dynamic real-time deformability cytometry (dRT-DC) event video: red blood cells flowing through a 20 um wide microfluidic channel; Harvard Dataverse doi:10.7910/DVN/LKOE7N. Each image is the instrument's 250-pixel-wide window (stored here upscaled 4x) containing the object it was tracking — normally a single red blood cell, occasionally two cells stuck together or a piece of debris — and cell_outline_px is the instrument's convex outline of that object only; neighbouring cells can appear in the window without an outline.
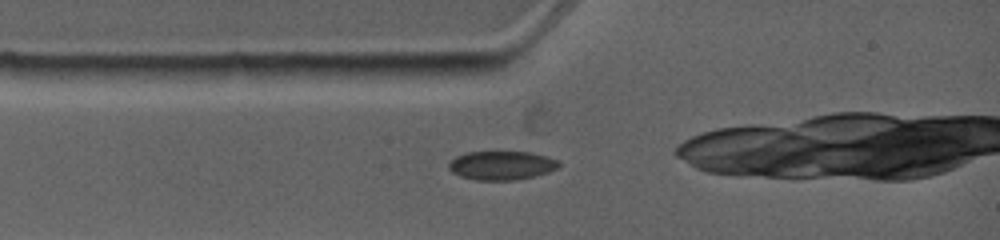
{"species": "common noctule bat (a hibernating species)", "species_latin": "Nyctalus noctula", "temperature_condition": "warm", "stored_images_in_passage": 5, "camera_frame_rate_fps": 4500, "um_per_image_px": 0.085, "animal": {"sex": "female", "body_mass_g": 19.0, "forearm_length_mm": 53.3}, "frame": {"image": 1, "passage_image": 1, "time_ms": 0.0, "image_size_px": [1000, 240], "cell_outline_px": [[560, 164], [556, 168], [548, 172], [516, 180], [476, 180], [460, 176], [452, 172], [448, 168], [448, 164], [456, 156], [468, 152], [532, 152], [548, 156], [560, 160]], "centroid_in_image_um": [42.64, 14.05], "position_along_channel_um": 42.4, "area_um2": 18.5}}
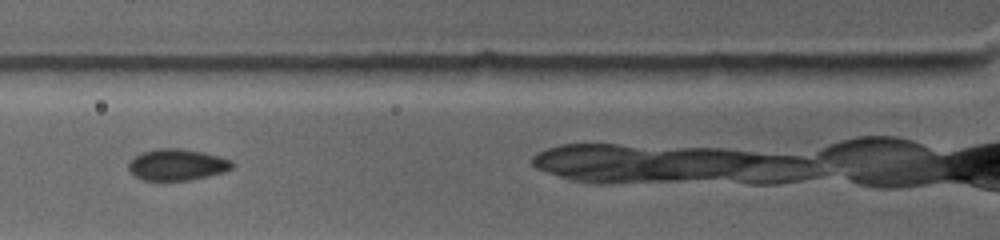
{"frame": {"image": 2, "passage_image": 3, "time_ms": 1.778, "image_size_px": [1000, 240], "cell_outline_px": [[236, 164], [232, 168], [224, 172], [208, 176], [188, 180], [144, 180], [136, 176], [128, 168], [128, 164], [140, 152], [156, 148], [180, 148], [220, 156], [232, 160]], "centroid_in_image_um": [15.08, 13.99], "position_along_channel_um": 110.7, "area_um2": 18.9}}
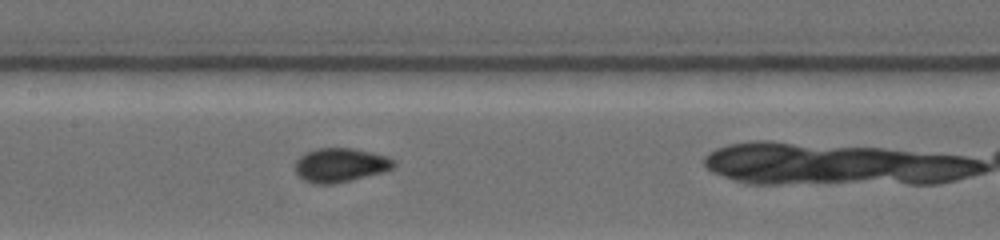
{"frame": {"image": 3, "passage_image": 5, "time_ms": 3.556, "image_size_px": [1000, 240], "cell_outline_px": [[396, 164], [392, 168], [384, 172], [336, 184], [312, 184], [304, 180], [296, 172], [296, 160], [304, 152], [316, 148], [352, 148], [372, 152], [388, 156]], "centroid_in_image_um": [28.92, 14.03], "position_along_channel_um": 178.5, "area_um2": 19.71}}